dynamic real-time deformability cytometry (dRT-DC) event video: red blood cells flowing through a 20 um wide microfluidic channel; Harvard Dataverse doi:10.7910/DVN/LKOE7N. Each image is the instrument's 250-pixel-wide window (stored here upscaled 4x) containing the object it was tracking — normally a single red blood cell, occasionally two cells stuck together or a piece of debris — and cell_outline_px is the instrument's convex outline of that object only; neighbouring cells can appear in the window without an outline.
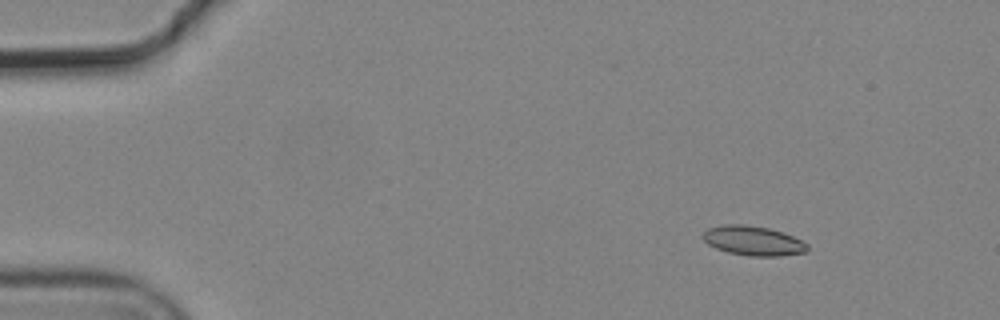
{"species": "common noctule bat (a hibernating species)", "species_latin": "Nyctalus noctula", "temperature_condition": "cold", "stored_images_in_passage": 5, "camera_frame_rate_fps": 3000, "um_per_image_px": 0.085, "animal": {"sex": "male", "body_mass_g": 19.2, "forearm_length_mm": 51.8}, "frame": {"image": 1, "passage_image": 2, "time_ms": 0.333, "image_size_px": [1000, 320], "cell_outline_px": [[808, 248], [804, 252], [780, 256], [748, 256], [728, 252], [716, 248], [708, 244], [700, 236], [708, 228], [724, 224], [744, 224], [768, 228], [792, 236], [808, 244]], "centroid_in_image_um": [63.97, 20.46], "position_along_channel_um": 21.0, "area_um2": 17.86}}
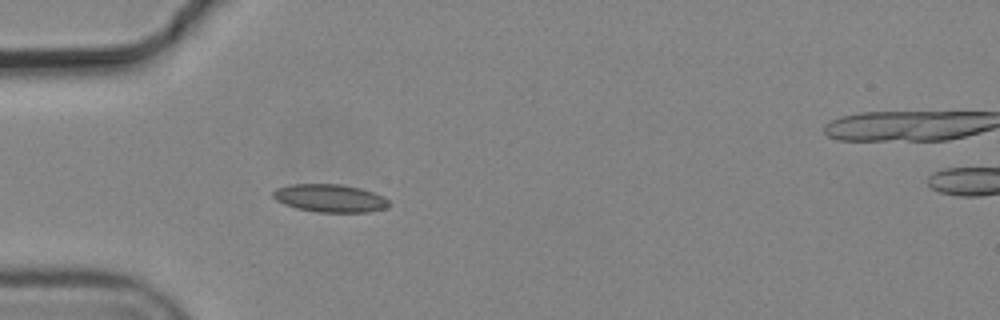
{"frame": {"image": 2, "passage_image": 4, "time_ms": 1.0, "image_size_px": [1000, 320], "cell_outline_px": [[388, 208], [368, 212], [316, 212], [296, 208], [284, 204], [276, 200], [272, 196], [272, 192], [276, 188], [292, 184], [340, 184], [360, 188], [384, 196], [388, 200]], "centroid_in_image_um": [28.03, 16.85], "position_along_channel_um": 57.0, "area_um2": 18.9}}